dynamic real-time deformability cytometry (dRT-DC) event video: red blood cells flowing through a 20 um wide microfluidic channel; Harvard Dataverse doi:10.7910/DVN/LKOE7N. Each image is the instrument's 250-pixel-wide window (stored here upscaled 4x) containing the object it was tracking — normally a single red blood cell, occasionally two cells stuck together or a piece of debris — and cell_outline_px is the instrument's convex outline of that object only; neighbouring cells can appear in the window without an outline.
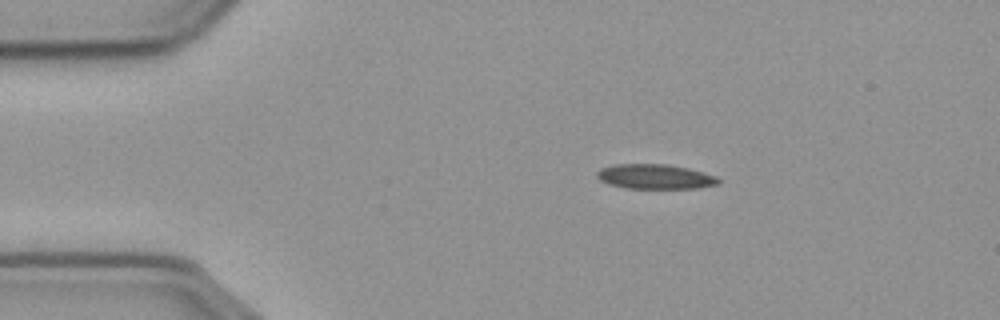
{"species": "common noctule bat (a hibernating species)", "species_latin": "Nyctalus noctula", "temperature_condition": "cold", "stored_images_in_passage": 47, "camera_frame_rate_fps": 3000, "um_per_image_px": 0.085, "animal": {"sex": "male", "body_mass_g": 23.1, "forearm_length_mm": 52.7}, "frame": {"image": 1, "passage_image": 1, "time_ms": 0.0, "image_size_px": [1000, 320], "cell_outline_px": [[720, 180], [716, 184], [696, 188], [628, 188], [612, 184], [600, 180], [596, 176], [596, 172], [600, 168], [616, 164], [668, 164], [688, 168], [704, 172], [716, 176]], "centroid_in_image_um": [55.68, 15.0], "position_along_channel_um": 29.3, "area_um2": 17.34}}
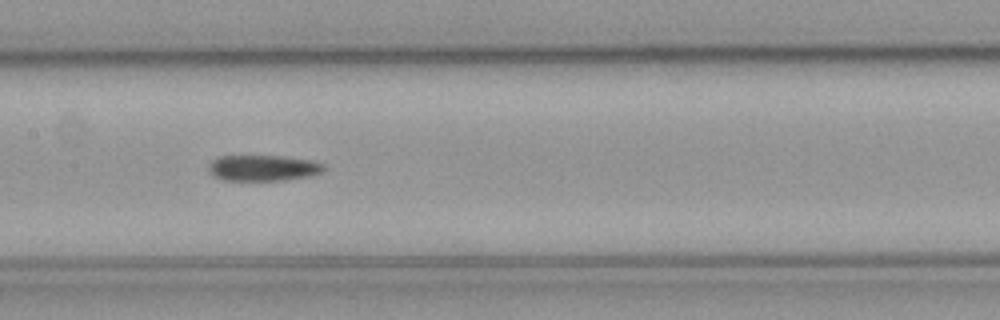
{"frame": {"image": 2, "passage_image": 18, "time_ms": 5.667, "image_size_px": [1000, 320], "cell_outline_px": [[324, 168], [320, 172], [308, 176], [280, 180], [224, 180], [208, 172], [208, 164], [212, 160], [220, 156], [280, 156], [312, 160], [324, 164]], "centroid_in_image_um": [22.32, 14.27], "position_along_channel_um": 185.1, "area_um2": 17.17}}
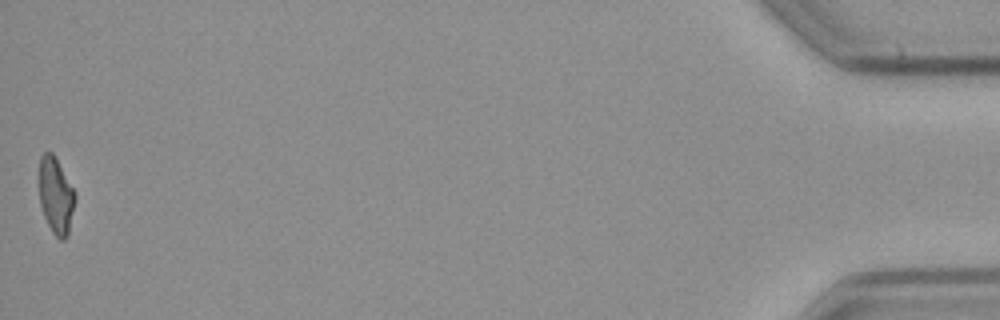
{"frame": {"image": 3, "passage_image": 47, "time_ms": 15.333, "image_size_px": [1000, 320], "cell_outline_px": [[76, 196], [68, 236], [64, 240], [60, 240], [52, 232], [44, 216], [40, 204], [40, 156], [44, 152], [52, 152], [76, 192]], "centroid_in_image_um": [4.77, 16.65], "position_along_channel_um": 430.4, "area_um2": 15.9}, "authors_computed_cell_mechanics": {"area_um2": 17.8602, "velocity_mm_per_s": 3.6374, "shape_relaxation_time_tau1_ms": 7.916, "shape_relaxation_time_tau2_ms": null, "deformation_change_tau1": 0.1584, "deformation_change_tau2": null}}